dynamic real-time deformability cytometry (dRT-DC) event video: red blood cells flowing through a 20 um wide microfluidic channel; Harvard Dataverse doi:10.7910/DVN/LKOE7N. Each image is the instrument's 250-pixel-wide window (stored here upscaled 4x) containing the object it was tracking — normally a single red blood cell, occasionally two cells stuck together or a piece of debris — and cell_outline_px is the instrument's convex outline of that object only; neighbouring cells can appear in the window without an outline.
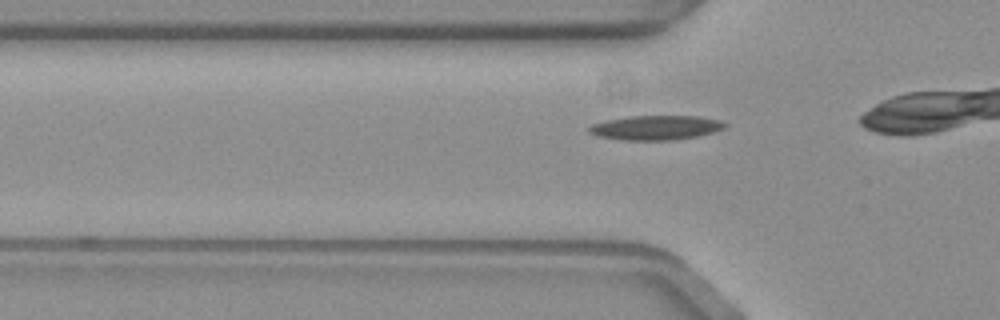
{"species": "common noctule bat (a hibernating species)", "species_latin": "Nyctalus noctula", "temperature_condition": "warm", "stored_images_in_passage": 13, "camera_frame_rate_fps": 3000, "um_per_image_px": 0.085, "animal": {"sex": "female", "body_mass_g": 19.3, "forearm_length_mm": 54.1}, "frame": {"image": 1, "passage_image": 8, "time_ms": 2.333, "image_size_px": [1000, 320], "cell_outline_px": [[728, 124], [724, 128], [712, 132], [696, 136], [676, 140], [620, 140], [596, 136], [588, 132], [588, 128], [592, 124], [604, 120], [628, 116], [700, 116], [720, 120]], "centroid_in_image_um": [55.71, 10.85], "position_along_channel_um": 70.1, "area_um2": 19.54}}
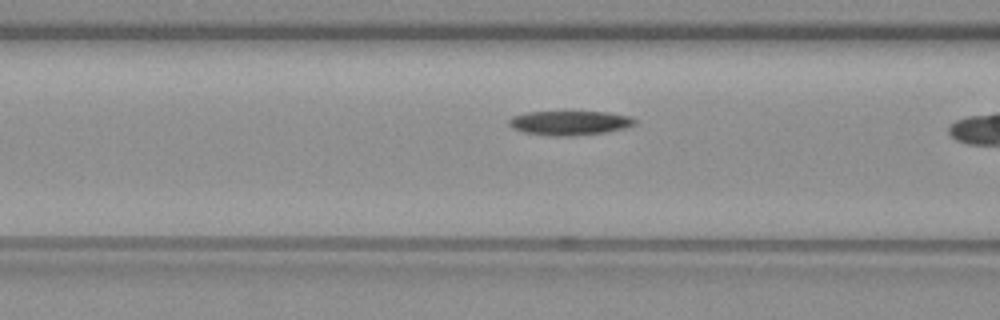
{"frame": {"image": 2, "passage_image": 12, "time_ms": 3.667, "image_size_px": [1000, 320], "cell_outline_px": [[636, 124], [624, 128], [604, 132], [572, 136], [552, 136], [524, 132], [512, 128], [508, 124], [508, 120], [512, 116], [528, 112], [608, 112], [632, 116], [636, 120]], "centroid_in_image_um": [48.42, 10.44], "position_along_channel_um": 118.2, "area_um2": 17.86}}